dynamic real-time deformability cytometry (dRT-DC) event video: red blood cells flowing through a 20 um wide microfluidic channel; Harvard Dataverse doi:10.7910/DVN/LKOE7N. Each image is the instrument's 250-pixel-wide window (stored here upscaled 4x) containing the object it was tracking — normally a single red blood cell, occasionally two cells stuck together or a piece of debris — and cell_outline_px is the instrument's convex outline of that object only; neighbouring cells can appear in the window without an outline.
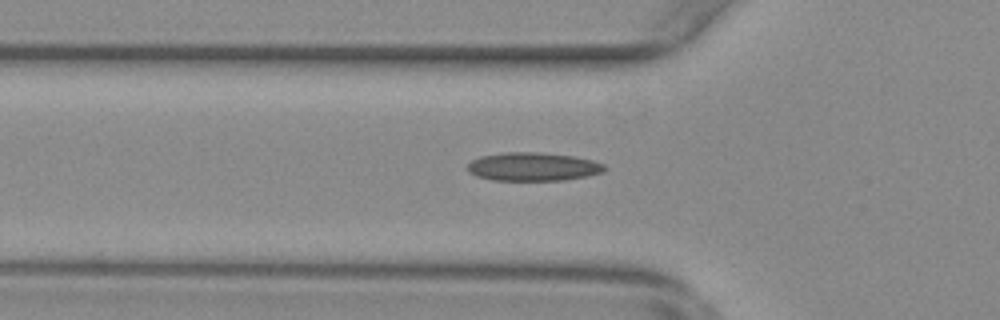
{"species": "common noctule bat (a hibernating species)", "species_latin": "Nyctalus noctula", "temperature_condition": "warm", "stored_images_in_passage": 44, "camera_frame_rate_fps": 3000, "um_per_image_px": 0.085, "animal": {"sex": "female", "body_mass_g": 29.2, "forearm_length_mm": 56.3}, "frame": {"image": 1, "passage_image": 11, "time_ms": 3.333, "image_size_px": [1000, 320], "cell_outline_px": [[604, 172], [588, 176], [564, 180], [492, 180], [476, 176], [468, 172], [468, 164], [472, 160], [480, 156], [504, 152], [540, 152], [576, 156], [592, 160], [604, 164]], "centroid_in_image_um": [45.31, 14.16], "position_along_channel_um": 80.5, "area_um2": 22.83}}
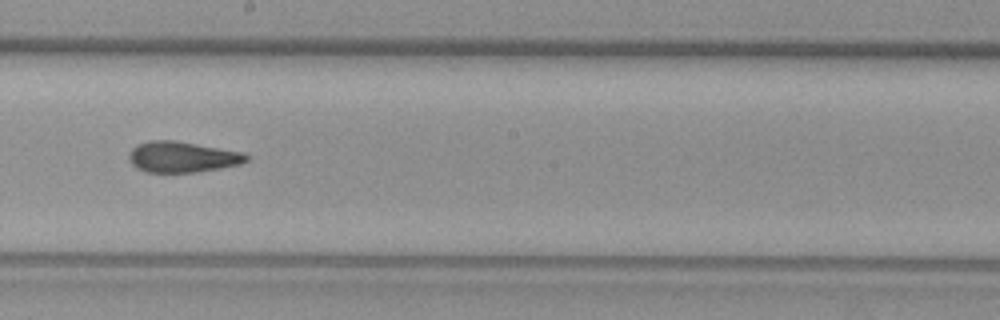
{"frame": {"image": 2, "passage_image": 23, "time_ms": 7.333, "image_size_px": [1000, 320], "cell_outline_px": [[248, 160], [240, 164], [220, 168], [196, 172], [144, 172], [136, 168], [132, 164], [128, 156], [132, 148], [136, 144], [148, 140], [176, 140], [244, 152], [248, 156]], "centroid_in_image_um": [15.47, 13.33], "position_along_channel_um": 232.7, "area_um2": 21.27}}
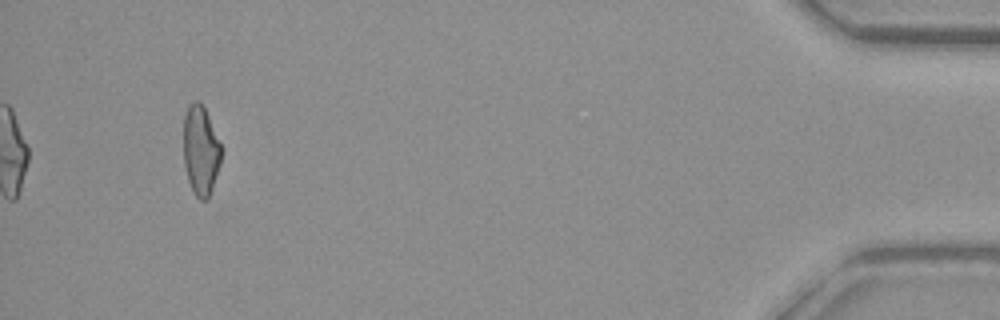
{"frame": {"image": 3, "passage_image": 44, "time_ms": 14.333, "image_size_px": [1000, 320], "cell_outline_px": [[220, 164], [208, 200], [200, 200], [192, 192], [188, 180], [184, 164], [184, 116], [188, 104], [196, 100], [200, 100], [208, 116], [220, 144]], "centroid_in_image_um": [17.03, 12.8], "position_along_channel_um": 418.2, "area_um2": 19.54}, "authors_computed_cell_mechanics": {"area_um2": 20.9236, "velocity_mm_per_s": 3.7955, "shape_relaxation_time_tau1_ms": null, "shape_relaxation_time_tau2_ms": 2.9792, "deformation_change_tau1": null, "deformation_change_tau2": 0.1029}}